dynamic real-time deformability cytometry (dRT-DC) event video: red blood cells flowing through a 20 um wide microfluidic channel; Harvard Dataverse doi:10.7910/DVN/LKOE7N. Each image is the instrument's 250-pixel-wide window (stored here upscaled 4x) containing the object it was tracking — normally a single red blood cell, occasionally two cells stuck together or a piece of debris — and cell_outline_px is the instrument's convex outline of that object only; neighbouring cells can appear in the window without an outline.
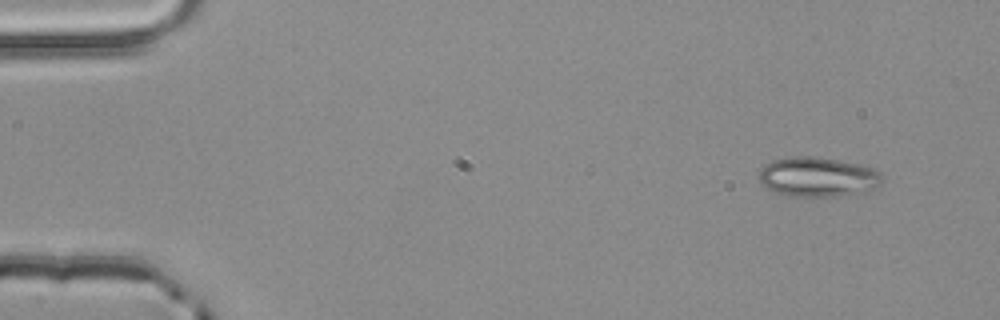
{"species": "common noctule bat (a hibernating species)", "species_latin": "Nyctalus noctula", "temperature_condition": "room temperature", "stored_images_in_passage": 3, "camera_frame_rate_fps": 3000, "um_per_image_px": 0.085, "animal": {"sex": "male", "body_mass_g": 20.4}, "frame": {"image": 1, "passage_image": 1, "time_ms": 0.0, "image_size_px": [1000, 320], "cell_outline_px": [[884, 180], [880, 184], [864, 192], [840, 196], [792, 196], [776, 192], [760, 184], [760, 168], [764, 164], [772, 160], [792, 156], [812, 156], [836, 160], [876, 168], [880, 172]], "centroid_in_image_um": [69.51, 15.03], "position_along_channel_um": 15.5, "area_um2": 28.44}}